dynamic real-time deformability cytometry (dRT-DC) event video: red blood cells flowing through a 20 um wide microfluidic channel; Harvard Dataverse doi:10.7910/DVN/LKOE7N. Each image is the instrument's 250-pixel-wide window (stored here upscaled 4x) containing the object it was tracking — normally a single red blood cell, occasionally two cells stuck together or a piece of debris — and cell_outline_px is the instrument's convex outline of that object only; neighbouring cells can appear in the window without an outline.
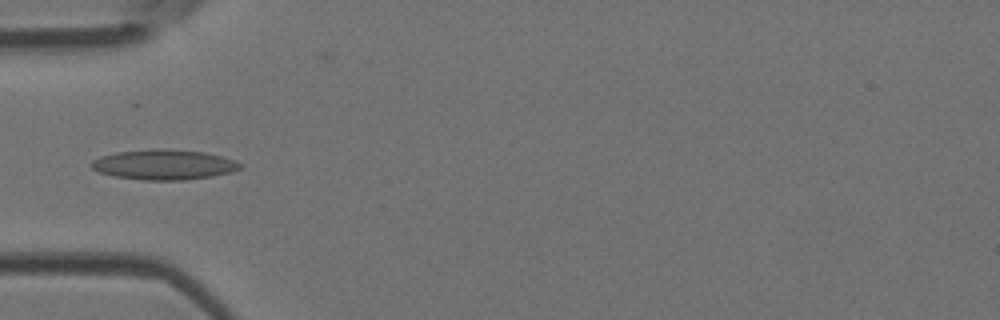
{"species": "Egyptian fruit bat (a non-hibernating species)", "species_latin": "Rousettus aegyptiacus", "temperature_condition": "room temperature", "stored_images_in_passage": 34, "camera_frame_rate_fps": 3000, "um_per_image_px": 0.085, "animal": {"sex": "female"}, "frame": {"image": 1, "passage_image": 1, "time_ms": 0.0, "image_size_px": [1000, 320], "cell_outline_px": [[244, 164], [240, 168], [232, 172], [212, 176], [184, 180], [144, 180], [112, 176], [100, 172], [92, 168], [88, 164], [92, 160], [100, 156], [116, 152], [156, 148], [164, 148], [204, 152], [236, 160]], "centroid_in_image_um": [13.92, 13.99], "position_along_channel_um": 71.1, "area_um2": 26.36}}
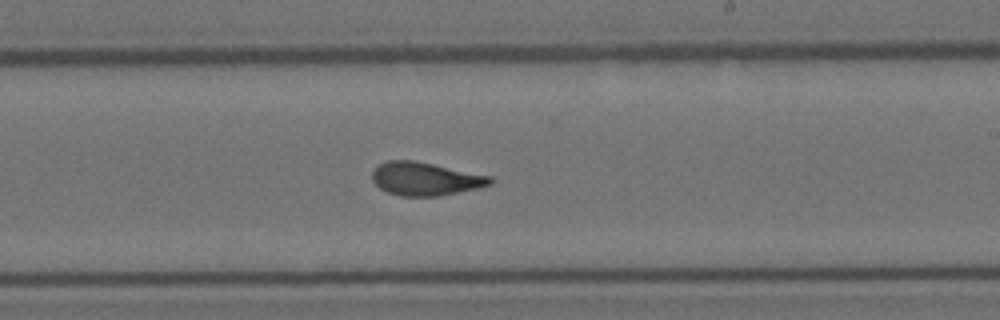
{"frame": {"image": 2, "passage_image": 14, "time_ms": 4.333, "image_size_px": [1000, 320], "cell_outline_px": [[492, 184], [480, 188], [440, 196], [400, 196], [388, 192], [380, 188], [372, 180], [372, 172], [380, 164], [388, 160], [416, 160], [492, 176]], "centroid_in_image_um": [36.19, 15.2], "position_along_channel_um": 252.8, "area_um2": 23.0}}
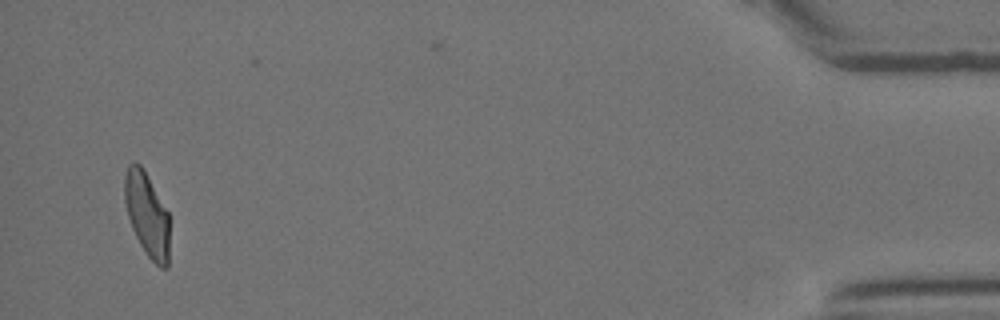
{"frame": {"image": 3, "passage_image": 32, "time_ms": 10.333, "image_size_px": [1000, 320], "cell_outline_px": [[168, 268], [160, 268], [148, 256], [140, 244], [132, 228], [128, 216], [124, 200], [124, 176], [128, 164], [140, 164], [144, 168], [168, 212]], "centroid_in_image_um": [12.48, 18.21], "position_along_channel_um": 422.7, "area_um2": 21.85}, "authors_computed_cell_mechanics": {"area_um2": 22.7732, "velocity_mm_per_s": 4.1811, "shape_relaxation_time_tau1_ms": 6.1243, "shape_relaxation_time_tau2_ms": 1.3373, "deformation_change_tau1": 0.1822, "deformation_change_tau2": 0.0765}}